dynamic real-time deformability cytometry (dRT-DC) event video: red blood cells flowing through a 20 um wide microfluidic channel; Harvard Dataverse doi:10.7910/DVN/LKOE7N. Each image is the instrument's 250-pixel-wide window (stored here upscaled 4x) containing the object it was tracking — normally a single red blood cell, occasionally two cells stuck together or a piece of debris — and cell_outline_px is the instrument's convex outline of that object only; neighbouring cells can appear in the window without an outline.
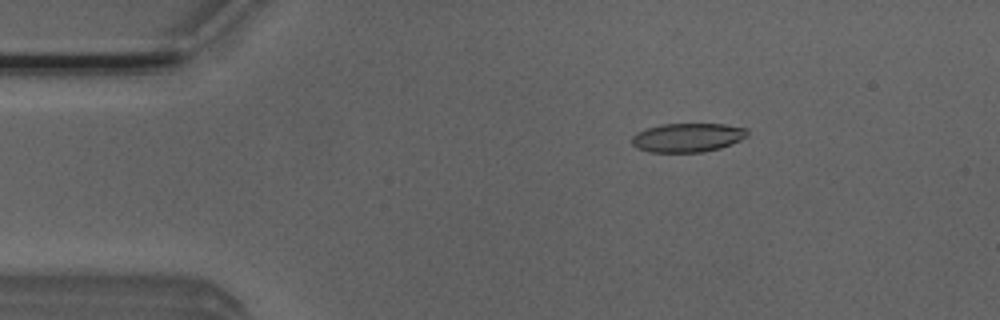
{"species": "Egyptian fruit bat (a non-hibernating species)", "species_latin": "Rousettus aegyptiacus", "temperature_condition": "room temperature", "stored_images_in_passage": 4, "camera_frame_rate_fps": 3000, "um_per_image_px": 0.085, "animal": {"sex": "male"}, "frame": {"image": 1, "passage_image": 1, "time_ms": 0.0, "image_size_px": [1000, 320], "cell_outline_px": [[748, 136], [740, 140], [720, 148], [704, 152], [648, 152], [636, 148], [632, 144], [632, 136], [636, 132], [660, 124], [724, 124], [748, 128]], "centroid_in_image_um": [58.44, 11.69], "position_along_channel_um": 26.6, "area_um2": 19.59}}